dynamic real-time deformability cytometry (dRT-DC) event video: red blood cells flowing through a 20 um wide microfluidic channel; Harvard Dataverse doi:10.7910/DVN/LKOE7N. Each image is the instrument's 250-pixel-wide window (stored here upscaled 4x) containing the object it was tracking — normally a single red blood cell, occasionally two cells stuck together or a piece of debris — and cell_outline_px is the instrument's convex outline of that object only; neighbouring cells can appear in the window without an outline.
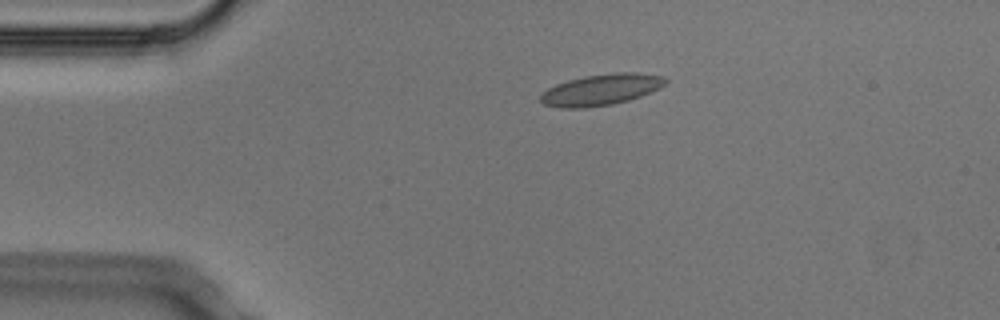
{"species": "Egyptian fruit bat (a non-hibernating species)", "species_latin": "Rousettus aegyptiacus", "temperature_condition": "cold", "stored_images_in_passage": 2, "camera_frame_rate_fps": 3000, "um_per_image_px": 0.085, "animal": {"sex": "male"}, "frame": {"image": 1, "passage_image": 1, "time_ms": 0.0, "image_size_px": [1000, 320], "cell_outline_px": [[668, 80], [660, 88], [640, 96], [628, 100], [612, 104], [584, 108], [560, 108], [544, 104], [540, 100], [540, 96], [548, 88], [556, 84], [568, 80], [584, 76], [616, 72], [636, 72], [664, 76]], "centroid_in_image_um": [51.1, 7.62], "position_along_channel_um": 33.9, "area_um2": 22.66}}
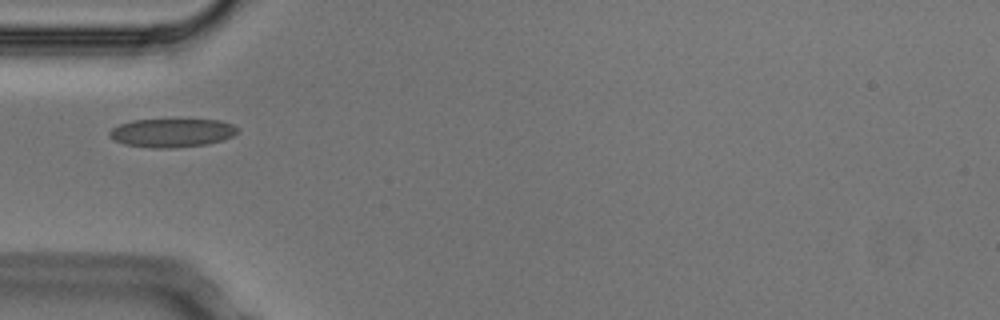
{"frame": {"image": 2, "passage_image": 2, "time_ms": 0.333, "image_size_px": [1000, 320], "cell_outline_px": [[240, 132], [224, 140], [208, 144], [176, 148], [148, 148], [124, 144], [108, 136], [108, 132], [112, 128], [120, 124], [132, 120], [220, 120], [232, 124], [240, 128]], "centroid_in_image_um": [14.65, 11.3], "position_along_channel_um": 70.4, "area_um2": 21.56}}